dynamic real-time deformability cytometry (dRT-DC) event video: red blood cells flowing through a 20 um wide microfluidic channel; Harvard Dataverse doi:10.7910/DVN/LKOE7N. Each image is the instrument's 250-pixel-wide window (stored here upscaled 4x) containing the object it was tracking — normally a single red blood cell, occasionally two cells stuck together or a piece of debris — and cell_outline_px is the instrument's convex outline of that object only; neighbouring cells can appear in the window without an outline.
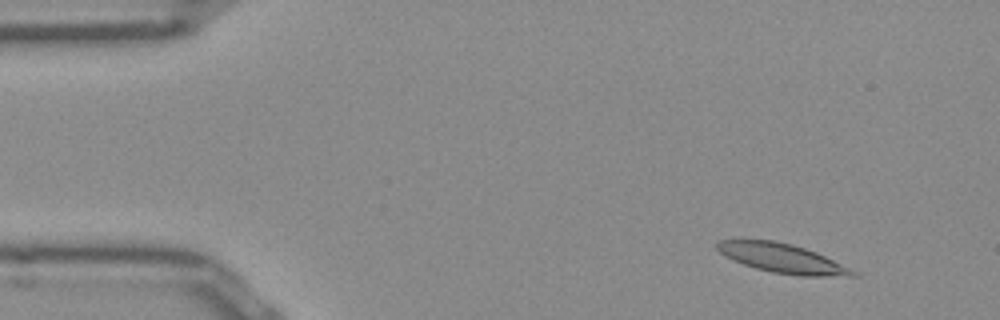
{"species": "Egyptian fruit bat (a non-hibernating species)", "species_latin": "Rousettus aegyptiacus", "temperature_condition": "room temperature", "stored_images_in_passage": 53, "camera_frame_rate_fps": 3000, "um_per_image_px": 0.085, "frame": {"image": 1, "passage_image": 5, "time_ms": 1.333, "image_size_px": [1000, 320], "cell_outline_px": [[860, 276], [800, 276], [772, 272], [756, 268], [732, 260], [724, 256], [716, 248], [716, 240], [772, 240], [792, 244], [816, 252], [860, 272]], "centroid_in_image_um": [66.52, 21.96], "position_along_channel_um": 18.5, "area_um2": 23.18}}
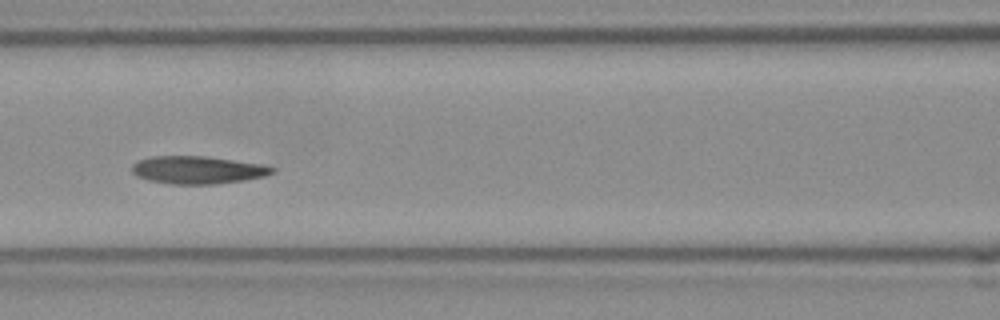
{"frame": {"image": 2, "passage_image": 22, "time_ms": 7.0, "image_size_px": [1000, 320], "cell_outline_px": [[276, 172], [264, 176], [244, 180], [216, 184], [172, 184], [148, 180], [136, 176], [132, 172], [132, 164], [140, 160], [152, 156], [204, 156], [264, 164], [276, 168]], "centroid_in_image_um": [16.83, 14.44], "position_along_channel_um": 149.8, "area_um2": 22.72}}
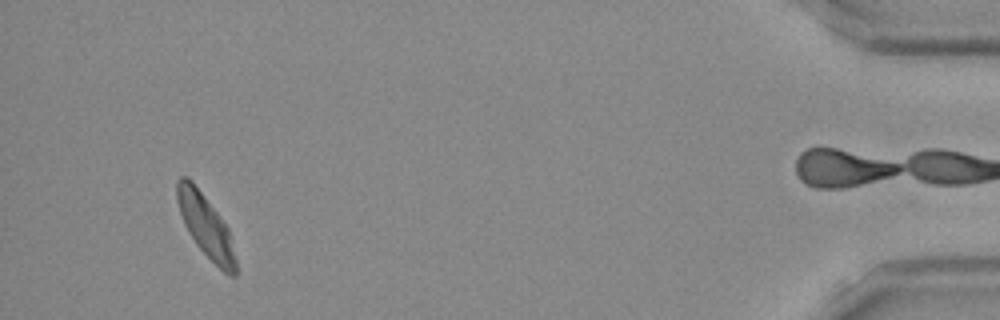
{"frame": {"image": 3, "passage_image": 49, "time_ms": 16.0, "image_size_px": [1000, 320], "cell_outline_px": [[236, 276], [228, 276], [196, 244], [188, 232], [184, 224], [176, 200], [176, 180], [180, 176], [188, 176], [192, 180], [228, 228], [236, 260]], "centroid_in_image_um": [17.45, 19.16], "position_along_channel_um": 417.7, "area_um2": 21.04}, "authors_computed_cell_mechanics": {"area_um2": 22.3686, "velocity_mm_per_s": 3.8433, "shape_relaxation_time_tau1_ms": 4.3481, "shape_relaxation_time_tau2_ms": 2.2203, "deformation_change_tau1": 0.1707, "deformation_change_tau2": 0.0807}}